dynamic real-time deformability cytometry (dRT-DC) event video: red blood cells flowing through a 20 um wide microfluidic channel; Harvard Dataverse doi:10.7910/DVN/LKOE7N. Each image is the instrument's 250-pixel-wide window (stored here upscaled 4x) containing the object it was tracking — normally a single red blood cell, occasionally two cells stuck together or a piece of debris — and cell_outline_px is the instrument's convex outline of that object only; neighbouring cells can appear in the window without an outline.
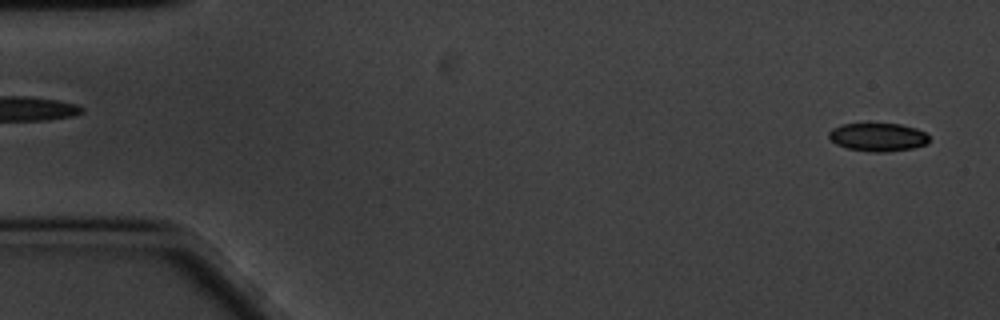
{"species": "common noctule bat (a hibernating species)", "species_latin": "Nyctalus noctula", "temperature_condition": "cold", "stored_images_in_passage": 58, "camera_frame_rate_fps": 3000, "um_per_image_px": 0.085, "animal": {"sex": "male", "body_mass_g": 20.1, "forearm_length_mm": 53.5}, "frame": {"image": 1, "passage_image": 2, "time_ms": 0.333, "image_size_px": [1000, 320], "cell_outline_px": [[928, 144], [912, 148], [884, 152], [872, 152], [848, 148], [836, 144], [828, 136], [828, 132], [832, 128], [844, 124], [900, 124], [916, 128], [924, 132], [928, 136]], "centroid_in_image_um": [74.62, 11.65], "position_along_channel_um": 10.4, "area_um2": 16.36}}
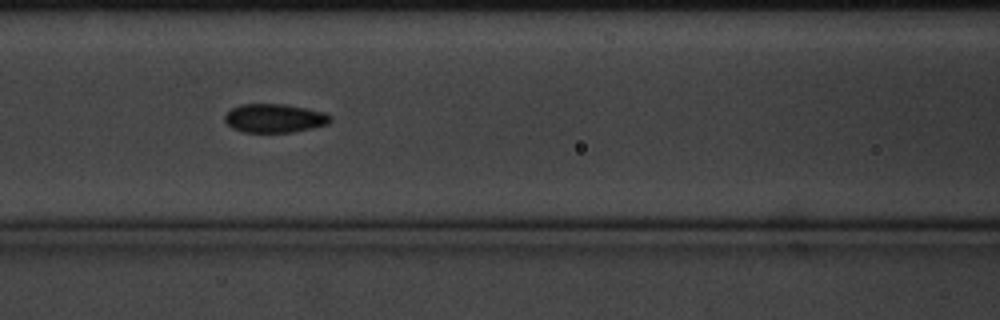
{"frame": {"image": 2, "passage_image": 24, "time_ms": 7.667, "image_size_px": [1000, 320], "cell_outline_px": [[332, 120], [328, 124], [312, 128], [292, 132], [244, 132], [232, 128], [224, 120], [224, 116], [232, 108], [240, 104], [284, 104], [324, 112], [332, 116]], "centroid_in_image_um": [23.34, 10.05], "position_along_channel_um": 143.3, "area_um2": 17.63}}
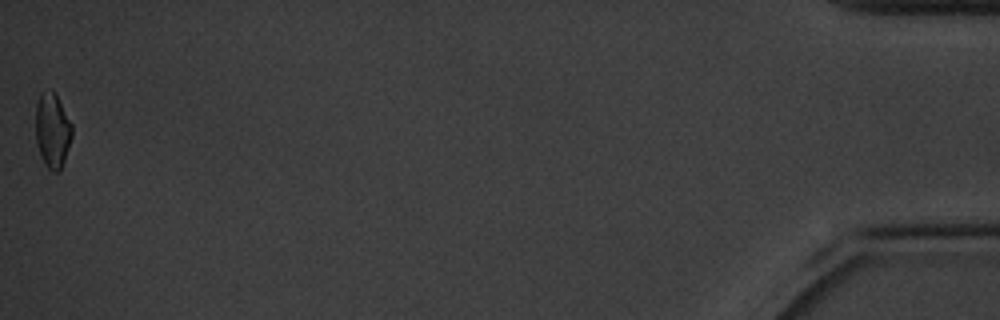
{"frame": {"image": 3, "passage_image": 58, "time_ms": 19.0, "image_size_px": [1000, 320], "cell_outline_px": [[72, 136], [60, 172], [52, 172], [44, 164], [40, 156], [36, 140], [36, 104], [40, 92], [48, 88], [56, 96], [72, 124]], "centroid_in_image_um": [4.44, 11.11], "position_along_channel_um": 430.8, "area_um2": 15.84}, "authors_computed_cell_mechanics": {"area_um2": 17.051, "velocity_mm_per_s": 3.4034, "shape_relaxation_time_tau1_ms": null, "shape_relaxation_time_tau2_ms": 4.4322, "deformation_change_tau1": null, "deformation_change_tau2": 0.0842}}